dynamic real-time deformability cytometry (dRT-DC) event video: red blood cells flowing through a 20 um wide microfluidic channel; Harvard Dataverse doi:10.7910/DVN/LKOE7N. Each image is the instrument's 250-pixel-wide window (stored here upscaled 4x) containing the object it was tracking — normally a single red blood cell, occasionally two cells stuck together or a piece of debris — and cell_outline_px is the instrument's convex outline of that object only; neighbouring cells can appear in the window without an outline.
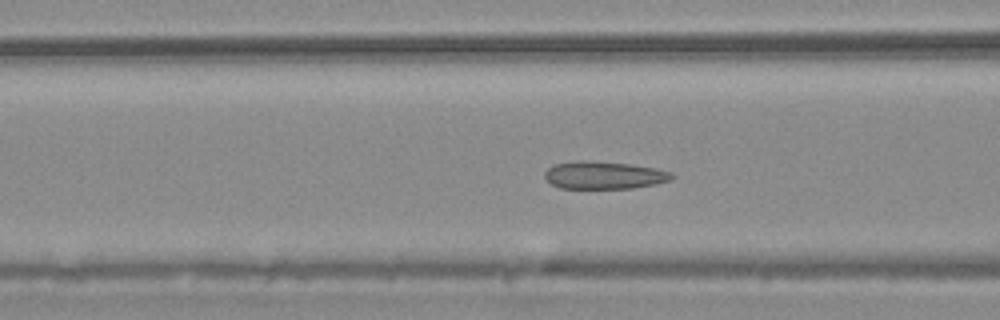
{"species": "common noctule bat (a hibernating species)", "species_latin": "Nyctalus noctula", "temperature_condition": "warm", "stored_images_in_passage": 55, "camera_frame_rate_fps": 3000, "um_per_image_px": 0.085, "animal": {"sex": "male", "body_mass_g": 20.4}, "frame": {"image": 1, "passage_image": 22, "time_ms": 7.0, "image_size_px": [1000, 320], "cell_outline_px": [[676, 176], [672, 180], [656, 184], [632, 188], [560, 188], [552, 184], [544, 176], [544, 172], [548, 168], [556, 164], [576, 160], [584, 160], [628, 164], [656, 168], [672, 172]], "centroid_in_image_um": [51.38, 14.89], "position_along_channel_um": 115.2, "area_um2": 20.46}}
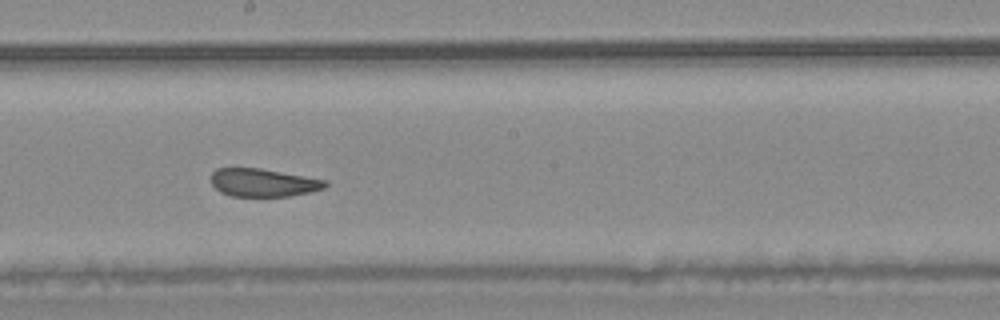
{"frame": {"image": 2, "passage_image": 31, "time_ms": 10.0, "image_size_px": [1000, 320], "cell_outline_px": [[328, 184], [324, 188], [312, 192], [288, 196], [232, 196], [220, 192], [212, 184], [212, 172], [216, 168], [260, 168], [328, 180]], "centroid_in_image_um": [22.4, 15.52], "position_along_channel_um": 225.8, "area_um2": 18.67}}
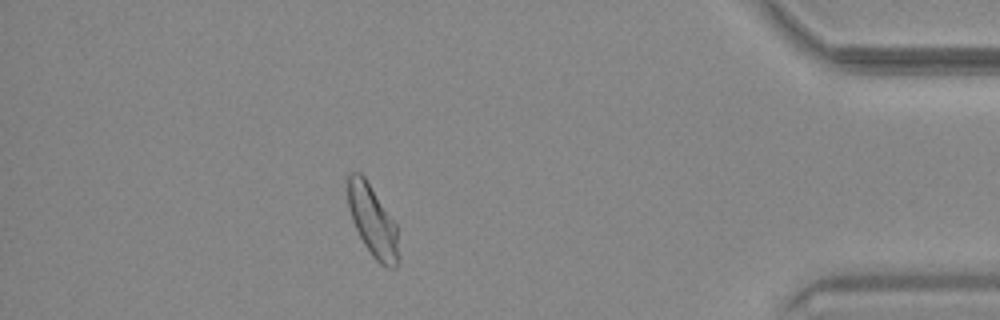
{"frame": {"image": 3, "passage_image": 49, "time_ms": 16.0, "image_size_px": [1000, 320], "cell_outline_px": [[400, 256], [396, 268], [388, 268], [380, 264], [372, 256], [364, 244], [352, 220], [348, 204], [344, 176], [352, 172], [360, 172], [364, 176], [396, 224]], "centroid_in_image_um": [31.65, 18.76], "position_along_channel_um": 403.5, "area_um2": 21.44}, "authors_computed_cell_mechanics": {"area_um2": 21.4438, "velocity_mm_per_s": 3.6873, "shape_relaxation_time_tau1_ms": null, "shape_relaxation_time_tau2_ms": 1.1827, "deformation_change_tau1": null, "deformation_change_tau2": 0.0607}}